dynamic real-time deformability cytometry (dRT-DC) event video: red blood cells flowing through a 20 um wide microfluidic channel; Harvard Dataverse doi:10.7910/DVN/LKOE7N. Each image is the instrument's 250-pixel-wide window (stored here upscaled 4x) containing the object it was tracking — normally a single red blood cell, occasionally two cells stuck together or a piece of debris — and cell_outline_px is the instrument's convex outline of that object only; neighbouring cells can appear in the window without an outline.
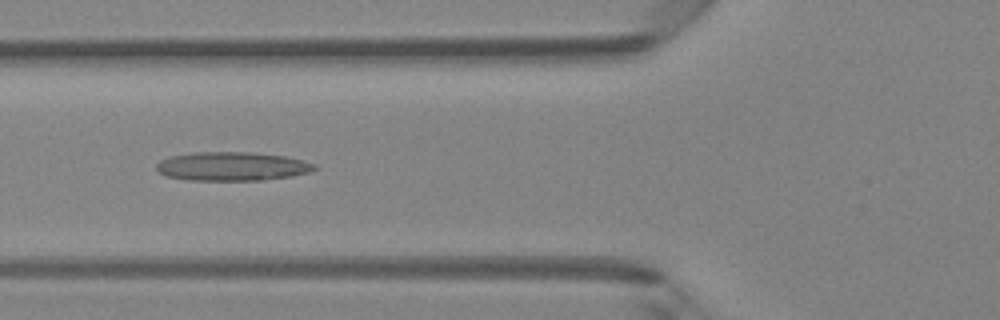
{"species": "Egyptian fruit bat (a non-hibernating species)", "species_latin": "Rousettus aegyptiacus", "temperature_condition": "room temperature", "stored_images_in_passage": 42, "camera_frame_rate_fps": 3000, "um_per_image_px": 0.085, "animal": {"sex": "female"}, "frame": {"image": 1, "passage_image": 18, "time_ms": 5.667, "image_size_px": [1000, 320], "cell_outline_px": [[316, 168], [312, 172], [292, 176], [264, 180], [188, 180], [164, 176], [156, 168], [156, 164], [160, 160], [168, 156], [192, 152], [248, 152], [284, 156], [304, 160], [316, 164]], "centroid_in_image_um": [19.72, 14.14], "position_along_channel_um": 106.1, "area_um2": 26.76}}
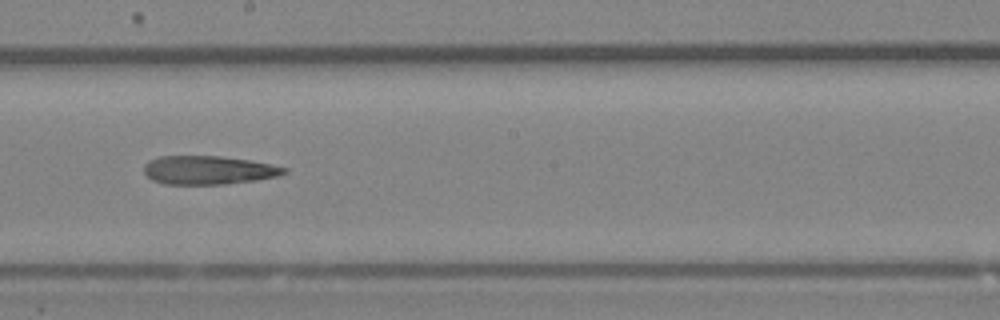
{"frame": {"image": 2, "passage_image": 27, "time_ms": 8.667, "image_size_px": [1000, 320], "cell_outline_px": [[288, 172], [280, 176], [256, 180], [224, 184], [164, 184], [152, 180], [144, 172], [144, 164], [148, 160], [160, 156], [220, 156], [252, 160], [272, 164], [288, 168]], "centroid_in_image_um": [17.75, 14.45], "position_along_channel_um": 230.5, "area_um2": 23.58}}
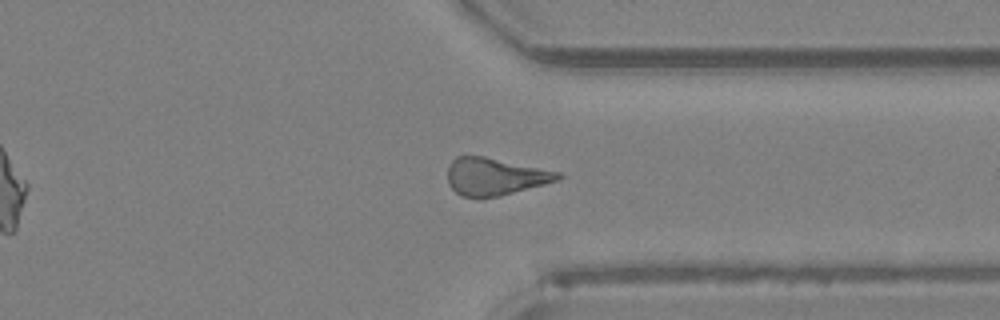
{"frame": {"image": 3, "passage_image": 37, "time_ms": 12.0, "image_size_px": [1000, 320], "cell_outline_px": [[564, 176], [560, 180], [500, 196], [480, 200], [460, 196], [448, 184], [448, 164], [456, 156], [484, 156], [564, 172]], "centroid_in_image_um": [42.1, 15.03], "position_along_channel_um": 369.3, "area_um2": 24.74}}